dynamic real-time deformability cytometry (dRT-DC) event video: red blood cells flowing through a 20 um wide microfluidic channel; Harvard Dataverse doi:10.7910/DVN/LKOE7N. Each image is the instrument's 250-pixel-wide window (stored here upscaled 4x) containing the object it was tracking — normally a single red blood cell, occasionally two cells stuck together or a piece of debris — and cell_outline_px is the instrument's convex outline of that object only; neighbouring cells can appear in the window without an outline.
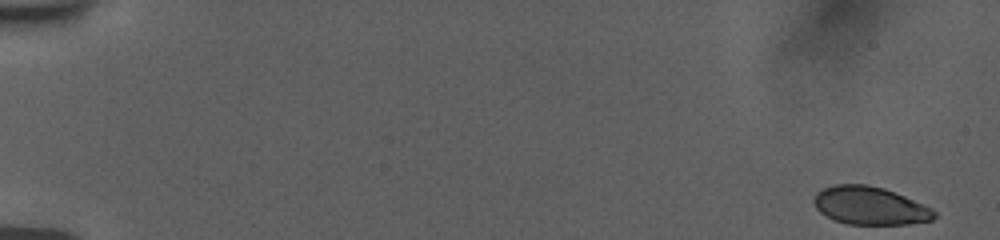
{"species": "human", "species_latin": "Homo sapiens", "temperature_condition": "room temperature", "stored_images_in_passage": 8, "camera_frame_rate_fps": 3000, "um_per_image_px": 0.085, "donor": {"sex": "female"}, "frame": {"image": 1, "passage_image": 1, "time_ms": 0.0, "image_size_px": [1000, 240], "cell_outline_px": [[936, 216], [932, 220], [908, 224], [848, 224], [836, 220], [820, 212], [816, 208], [812, 200], [816, 192], [824, 188], [836, 184], [868, 184], [884, 188], [904, 196], [932, 208], [936, 212]], "centroid_in_image_um": [73.94, 17.48], "position_along_channel_um": 11.1, "area_um2": 26.59}}